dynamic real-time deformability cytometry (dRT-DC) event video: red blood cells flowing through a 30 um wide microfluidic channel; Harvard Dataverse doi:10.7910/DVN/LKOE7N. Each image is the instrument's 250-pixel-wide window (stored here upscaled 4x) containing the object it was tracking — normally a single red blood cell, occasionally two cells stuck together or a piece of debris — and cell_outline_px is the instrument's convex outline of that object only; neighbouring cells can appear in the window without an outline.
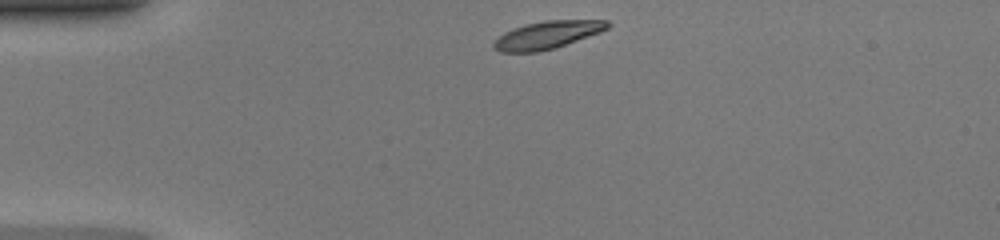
{"species": "common noctule bat (a hibernating species)", "species_latin": "Nyctalus noctula", "temperature_condition": "warm", "stored_images_in_passage": 38, "camera_frame_rate_fps": 3000, "um_per_image_px": 0.085, "animal": {"sex": "female", "body_mass_g": 20.0, "forearm_length_mm": 54.0}, "frame": {"image": 1, "passage_image": 1, "time_ms": 0.0, "image_size_px": [1000, 240], "cell_outline_px": [[612, 24], [608, 28], [600, 32], [552, 48], [536, 52], [500, 52], [492, 48], [492, 44], [504, 32], [512, 28], [524, 24], [544, 20], [608, 20]], "centroid_in_image_um": [46.49, 2.95], "position_along_channel_um": 38.5, "area_um2": 18.21}}
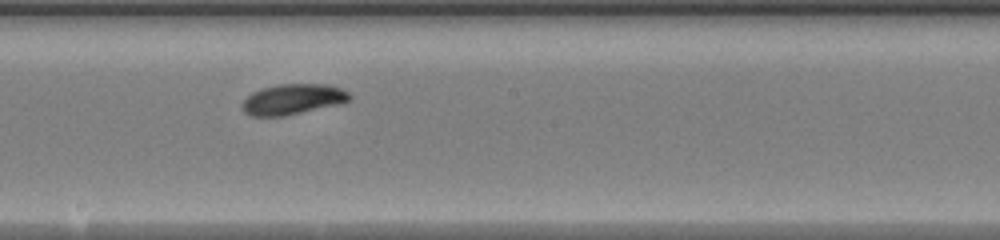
{"frame": {"image": 2, "passage_image": 17, "time_ms": 5.333, "image_size_px": [1000, 240], "cell_outline_px": [[352, 100], [340, 104], [284, 116], [252, 116], [244, 112], [240, 108], [244, 100], [252, 92], [264, 88], [280, 84], [328, 84], [340, 88], [348, 92], [352, 96]], "centroid_in_image_um": [24.91, 8.44], "position_along_channel_um": 223.3, "area_um2": 19.13}}
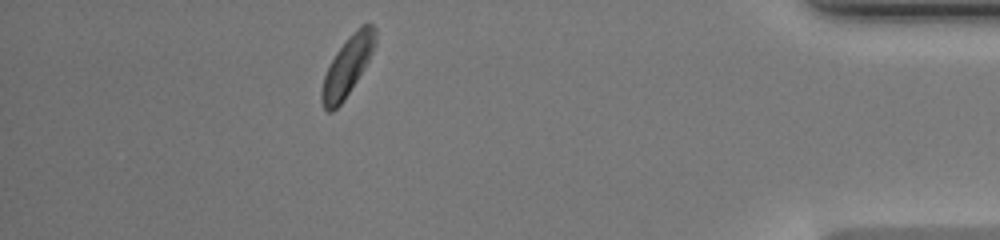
{"frame": {"image": 3, "passage_image": 33, "time_ms": 10.667, "image_size_px": [1000, 240], "cell_outline_px": [[376, 44], [368, 60], [344, 100], [332, 112], [328, 112], [324, 108], [320, 100], [320, 92], [324, 76], [336, 52], [348, 36], [360, 24], [372, 24], [376, 28]], "centroid_in_image_um": [29.52, 5.6], "position_along_channel_um": 405.7, "area_um2": 18.26}, "authors_computed_cell_mechanics": {"area_um2": 18.7272, "velocity_mm_per_s": 4.2649, "shape_relaxation_time_tau1_ms": 2.7051, "shape_relaxation_time_tau2_ms": null, "deformation_change_tau1": 0.1287, "deformation_change_tau2": null}}